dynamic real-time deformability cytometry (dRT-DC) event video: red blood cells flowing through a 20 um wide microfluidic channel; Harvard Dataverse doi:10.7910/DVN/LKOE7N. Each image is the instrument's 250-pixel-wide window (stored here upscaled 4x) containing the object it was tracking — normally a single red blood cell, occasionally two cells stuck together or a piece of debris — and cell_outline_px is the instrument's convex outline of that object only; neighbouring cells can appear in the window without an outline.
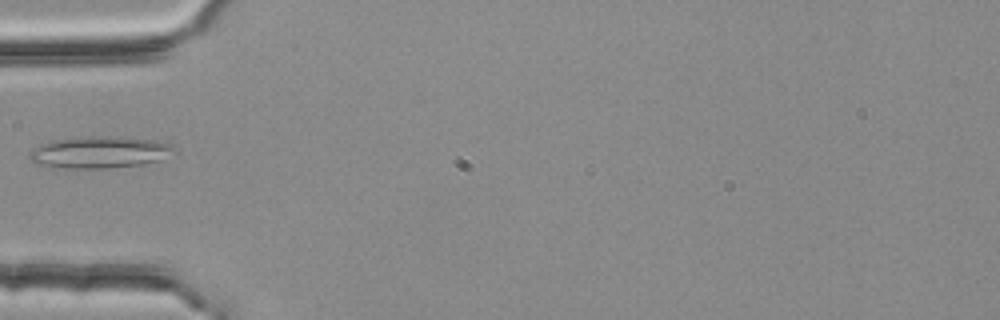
{"species": "common noctule bat (a hibernating species)", "species_latin": "Nyctalus noctula", "temperature_condition": "room temperature", "stored_images_in_passage": 4, "camera_frame_rate_fps": 3000, "um_per_image_px": 0.085, "animal": {"sex": "female", "body_mass_g": 25.1}, "frame": {"image": 1, "passage_image": 4, "time_ms": 1.0, "image_size_px": [1000, 320], "cell_outline_px": [[172, 148], [156, 160], [144, 164], [108, 168], [64, 168], [36, 164], [28, 156], [28, 152], [40, 144], [52, 140], [116, 136], [156, 140], [172, 144]], "centroid_in_image_um": [8.36, 12.95], "position_along_channel_um": 76.6, "area_um2": 26.01}}